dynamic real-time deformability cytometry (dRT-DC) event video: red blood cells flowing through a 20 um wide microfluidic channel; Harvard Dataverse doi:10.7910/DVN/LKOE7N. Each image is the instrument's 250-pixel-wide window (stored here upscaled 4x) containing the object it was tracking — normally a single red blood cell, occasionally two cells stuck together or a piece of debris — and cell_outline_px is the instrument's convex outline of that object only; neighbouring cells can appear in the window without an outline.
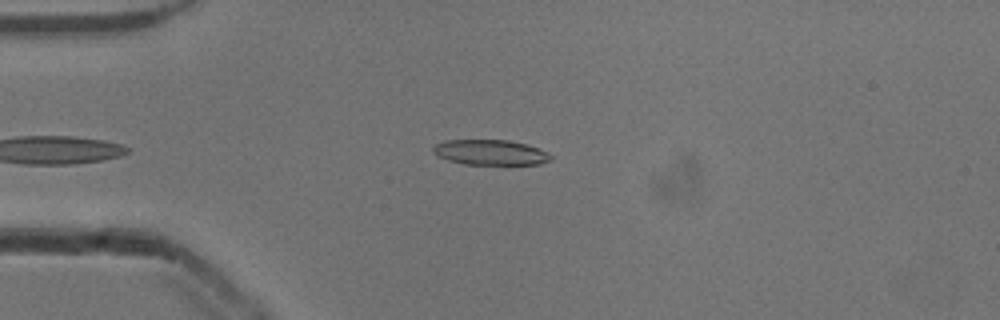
{"species": "common noctule bat (a hibernating species)", "species_latin": "Nyctalus noctula", "temperature_condition": "cold", "stored_images_in_passage": 38, "camera_frame_rate_fps": 3000, "um_per_image_px": 0.085, "animal": {"sex": "male", "body_mass_g": 13.3}, "frame": {"image": 1, "passage_image": 2, "time_ms": 0.333, "image_size_px": [1000, 320], "cell_outline_px": [[552, 160], [540, 164], [464, 164], [448, 160], [436, 156], [432, 152], [432, 148], [436, 144], [444, 140], [508, 140], [524, 144], [548, 152], [552, 156]], "centroid_in_image_um": [41.65, 12.95], "position_along_channel_um": 43.4, "area_um2": 17.28}}
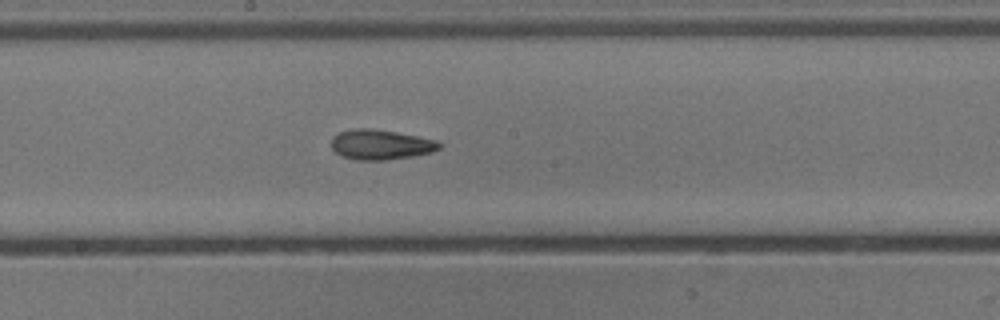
{"frame": {"image": 2, "passage_image": 17, "time_ms": 5.333, "image_size_px": [1000, 320], "cell_outline_px": [[444, 144], [440, 148], [432, 152], [412, 156], [384, 160], [356, 160], [340, 156], [332, 148], [332, 136], [340, 132], [352, 128], [372, 128], [396, 132], [436, 140]], "centroid_in_image_um": [32.35, 12.29], "position_along_channel_um": 215.9, "area_um2": 18.96}}
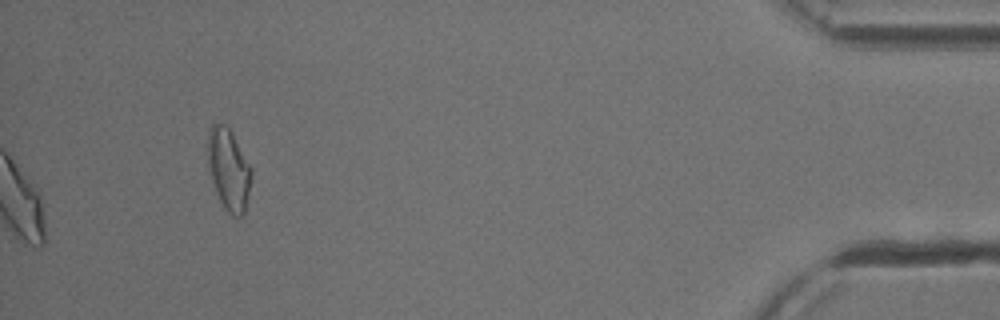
{"frame": {"image": 3, "passage_image": 38, "time_ms": 12.333, "image_size_px": [1000, 320], "cell_outline_px": [[252, 172], [248, 196], [244, 212], [240, 216], [232, 216], [224, 208], [216, 192], [212, 180], [208, 164], [208, 132], [212, 124], [224, 124], [232, 132], [252, 168]], "centroid_in_image_um": [19.44, 14.39], "position_along_channel_um": 415.8, "area_um2": 20.52}, "authors_computed_cell_mechanics": {"area_um2": 18.6405, "velocity_mm_per_s": 3.8761, "shape_relaxation_time_tau1_ms": 5.5507, "shape_relaxation_time_tau2_ms": 3.894, "deformation_change_tau1": 0.1574, "deformation_change_tau2": 0.1227}}